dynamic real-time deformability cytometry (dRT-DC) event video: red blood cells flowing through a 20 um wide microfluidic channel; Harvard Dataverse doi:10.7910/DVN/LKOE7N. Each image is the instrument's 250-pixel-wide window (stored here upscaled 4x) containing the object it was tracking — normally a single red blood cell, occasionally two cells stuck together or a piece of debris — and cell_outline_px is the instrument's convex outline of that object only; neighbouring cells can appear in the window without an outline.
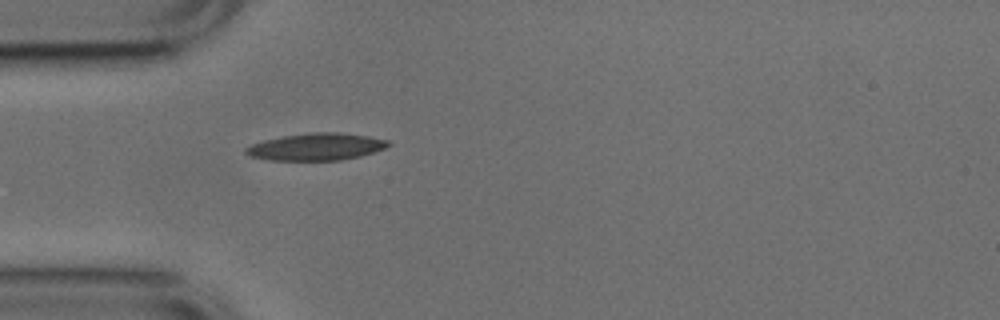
{"species": "common noctule bat (a hibernating species)", "species_latin": "Nyctalus noctula", "temperature_condition": "cold", "stored_images_in_passage": 1, "camera_frame_rate_fps": 3000, "um_per_image_px": 0.085, "animal": {"sex": "male", "body_mass_g": 17.9, "forearm_length_mm": 54.2}, "frame": {"image": 1, "passage_image": 1, "time_ms": 0.0, "image_size_px": [1000, 320], "cell_outline_px": [[392, 144], [384, 148], [360, 156], [340, 160], [268, 160], [248, 156], [244, 152], [244, 148], [252, 144], [264, 140], [284, 136], [312, 132], [336, 132], [368, 136], [388, 140]], "centroid_in_image_um": [26.85, 12.48], "position_along_channel_um": 58.2, "area_um2": 22.43}}